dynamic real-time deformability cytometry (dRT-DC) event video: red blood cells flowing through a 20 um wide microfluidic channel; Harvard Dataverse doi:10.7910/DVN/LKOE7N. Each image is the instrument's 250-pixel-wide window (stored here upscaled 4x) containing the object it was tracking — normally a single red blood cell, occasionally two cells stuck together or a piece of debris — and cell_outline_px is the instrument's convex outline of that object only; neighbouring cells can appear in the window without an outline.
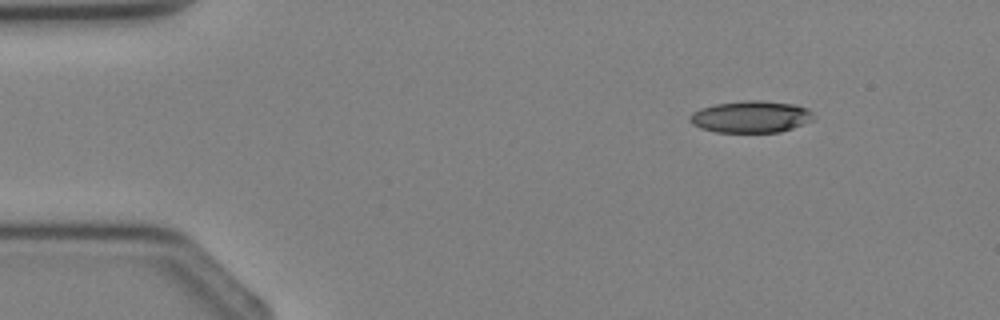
{"species": "Egyptian fruit bat (a non-hibernating species)", "species_latin": "Rousettus aegyptiacus", "temperature_condition": "cold", "stored_images_in_passage": 4, "camera_frame_rate_fps": 3000, "um_per_image_px": 0.085, "animal": {"sex": "female"}, "frame": {"image": 1, "passage_image": 2, "time_ms": 1.333, "image_size_px": [1000, 320], "cell_outline_px": [[812, 120], [792, 128], [780, 132], [716, 132], [700, 128], [692, 124], [688, 120], [692, 112], [700, 108], [716, 104], [744, 100], [760, 100], [796, 104], [808, 108], [812, 112]], "centroid_in_image_um": [63.8, 9.92], "position_along_channel_um": 21.2, "area_um2": 23.0}}
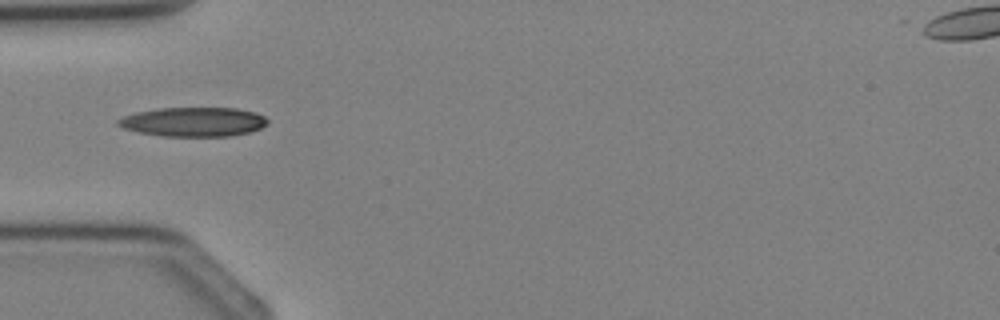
{"frame": {"image": 2, "passage_image": 4, "time_ms": 3.667, "image_size_px": [1000, 320], "cell_outline_px": [[268, 124], [252, 132], [232, 136], [160, 136], [136, 132], [124, 128], [116, 124], [116, 120], [124, 116], [136, 112], [160, 108], [236, 108], [256, 112], [264, 116], [268, 120]], "centroid_in_image_um": [16.45, 10.36], "position_along_channel_um": 68.5, "area_um2": 25.72}}